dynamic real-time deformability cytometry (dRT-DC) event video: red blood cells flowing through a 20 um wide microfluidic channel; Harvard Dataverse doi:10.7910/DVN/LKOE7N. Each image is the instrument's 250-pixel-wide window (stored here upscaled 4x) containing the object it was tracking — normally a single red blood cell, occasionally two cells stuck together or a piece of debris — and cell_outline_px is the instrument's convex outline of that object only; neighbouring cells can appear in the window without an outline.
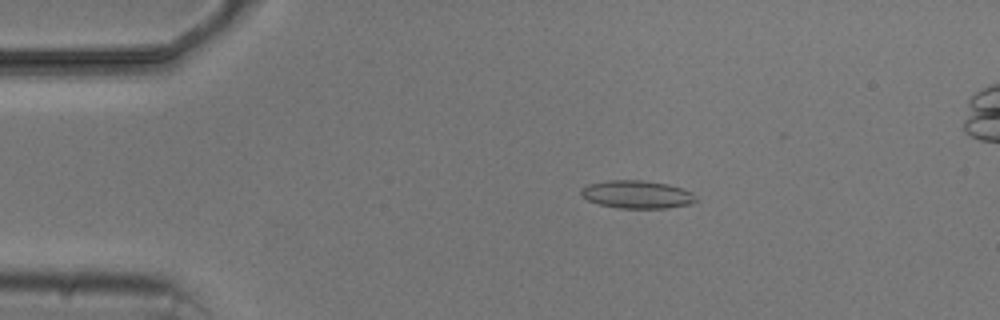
{"species": "common noctule bat (a hibernating species)", "species_latin": "Nyctalus noctula", "temperature_condition": "cold", "stored_images_in_passage": 4, "camera_frame_rate_fps": 3000, "um_per_image_px": 0.085, "animal": {"sex": "male", "body_mass_g": 20.5, "forearm_length_mm": 52.5}, "frame": {"image": 1, "passage_image": 2, "time_ms": 1.333, "image_size_px": [1000, 320], "cell_outline_px": [[696, 200], [692, 204], [668, 208], [620, 208], [600, 204], [588, 200], [580, 192], [580, 188], [588, 184], [604, 180], [640, 180], [668, 184], [692, 192], [696, 196]], "centroid_in_image_um": [54.15, 16.52], "position_along_channel_um": 30.9, "area_um2": 18.67}}
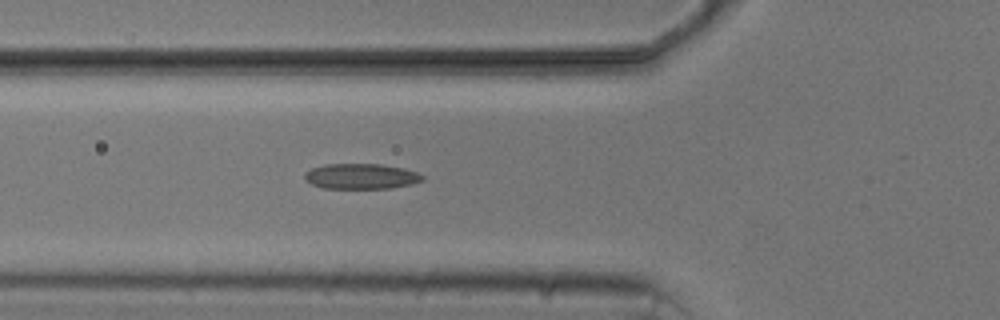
{"frame": {"image": 2, "passage_image": 4, "time_ms": 4.333, "image_size_px": [1000, 320], "cell_outline_px": [[424, 180], [412, 184], [392, 188], [324, 188], [312, 184], [304, 180], [304, 172], [312, 168], [324, 164], [380, 164], [404, 168], [416, 172], [424, 176]], "centroid_in_image_um": [30.69, 14.98], "position_along_channel_um": 95.1, "area_um2": 17.51}}